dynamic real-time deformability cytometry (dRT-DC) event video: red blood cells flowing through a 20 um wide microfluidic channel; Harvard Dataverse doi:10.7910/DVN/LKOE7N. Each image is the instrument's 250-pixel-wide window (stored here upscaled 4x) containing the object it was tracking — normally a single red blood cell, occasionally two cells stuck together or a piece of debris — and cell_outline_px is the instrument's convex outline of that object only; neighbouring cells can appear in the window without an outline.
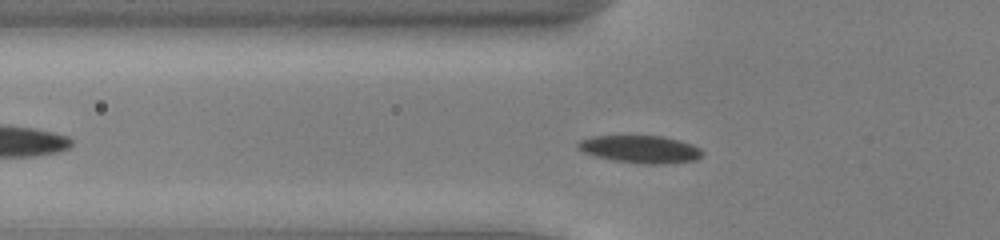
{"species": "common noctule bat (a hibernating species)", "species_latin": "Nyctalus noctula", "temperature_condition": "cold", "stored_images_in_passage": 41, "camera_frame_rate_fps": 3000, "um_per_image_px": 0.085, "animal": {"sex": "male", "body_mass_g": 13.0, "forearm_length_mm": 53.1}, "frame": {"image": 1, "passage_image": 12, "time_ms": 3.667, "image_size_px": [1000, 240], "cell_outline_px": [[704, 156], [696, 160], [660, 164], [644, 164], [616, 160], [596, 156], [584, 152], [576, 148], [576, 144], [580, 140], [592, 136], [664, 136], [680, 140], [692, 144], [700, 148], [704, 152]], "centroid_in_image_um": [54.47, 12.67], "position_along_channel_um": 71.3, "area_um2": 20.0}}
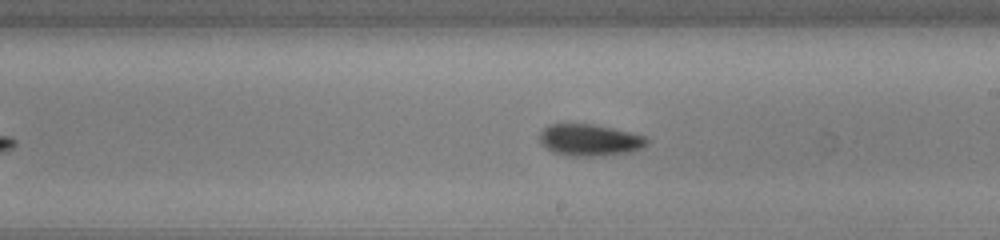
{"frame": {"image": 2, "passage_image": 25, "time_ms": 8.0, "image_size_px": [1000, 240], "cell_outline_px": [[648, 144], [644, 148], [632, 152], [592, 156], [568, 156], [552, 152], [540, 144], [540, 132], [548, 124], [592, 124], [612, 128], [648, 136]], "centroid_in_image_um": [50.14, 11.91], "position_along_channel_um": 238.9, "area_um2": 20.06}}
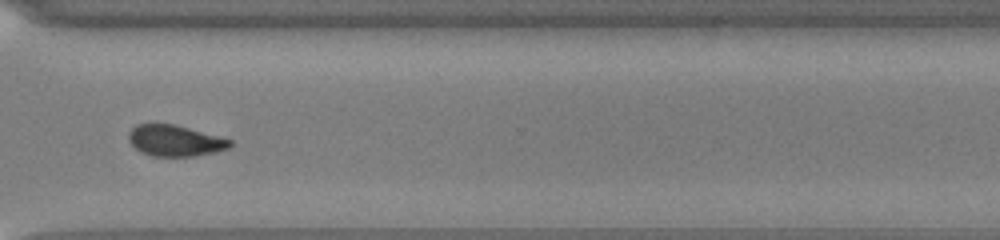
{"frame": {"image": 3, "passage_image": 34, "time_ms": 11.0, "image_size_px": [1000, 240], "cell_outline_px": [[232, 144], [228, 148], [216, 152], [192, 156], [152, 156], [140, 152], [128, 140], [128, 132], [136, 124], [172, 124], [188, 128], [232, 140]], "centroid_in_image_um": [14.84, 11.96], "position_along_channel_um": 355.8, "area_um2": 18.21}, "authors_computed_cell_mechanics": {"area_um2": 19.4786, "velocity_mm_per_s": 3.8859, "shape_relaxation_time_tau1_ms": 2.5433, "shape_relaxation_time_tau2_ms": 4.9698, "deformation_change_tau1": 0.0868, "deformation_change_tau2": 0.0919}}